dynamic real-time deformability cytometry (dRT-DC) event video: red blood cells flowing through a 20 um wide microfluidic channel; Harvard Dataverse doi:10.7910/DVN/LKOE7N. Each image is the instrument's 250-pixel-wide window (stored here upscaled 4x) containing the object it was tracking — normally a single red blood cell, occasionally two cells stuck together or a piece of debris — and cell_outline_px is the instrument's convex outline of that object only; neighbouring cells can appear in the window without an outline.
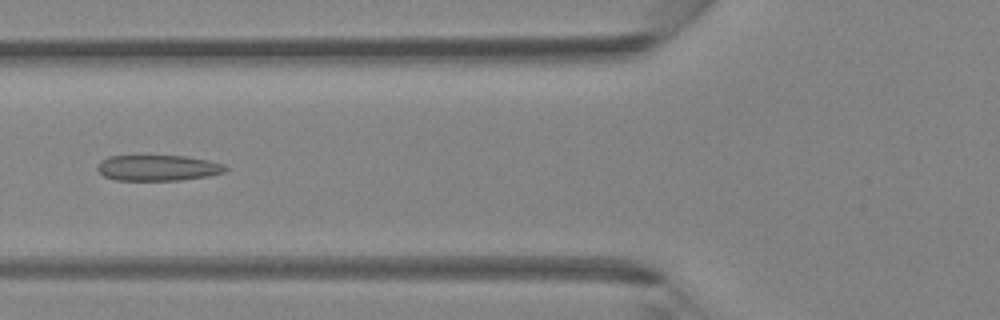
{"species": "Egyptian fruit bat (a non-hibernating species)", "species_latin": "Rousettus aegyptiacus", "temperature_condition": "room temperature", "stored_images_in_passage": 41, "camera_frame_rate_fps": 3000, "um_per_image_px": 0.085, "animal": {"sex": "female"}, "frame": {"image": 1, "passage_image": 14, "time_ms": 4.333, "image_size_px": [1000, 320], "cell_outline_px": [[228, 168], [224, 172], [208, 176], [180, 180], [116, 180], [104, 176], [96, 168], [100, 160], [108, 156], [188, 156], [208, 160], [224, 164]], "centroid_in_image_um": [13.42, 14.26], "position_along_channel_um": 112.4, "area_um2": 19.25}}
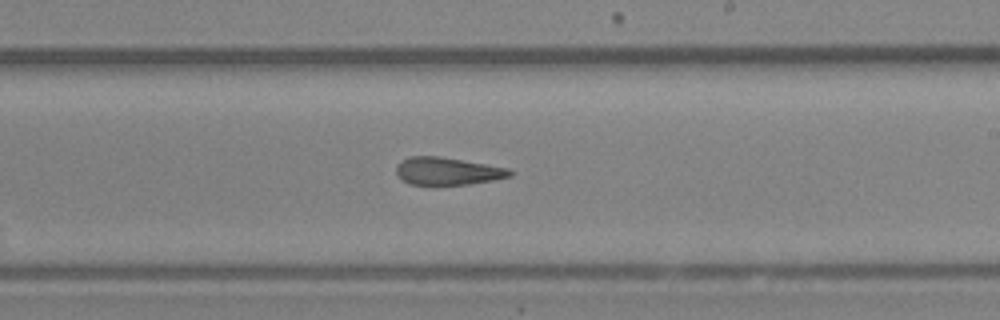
{"frame": {"image": 2, "passage_image": 23, "time_ms": 7.333, "image_size_px": [1000, 320], "cell_outline_px": [[512, 176], [492, 180], [468, 184], [408, 184], [400, 180], [396, 172], [396, 168], [400, 160], [408, 156], [440, 156], [508, 168], [512, 172]], "centroid_in_image_um": [37.98, 14.54], "position_along_channel_um": 251.0, "area_um2": 18.21}}
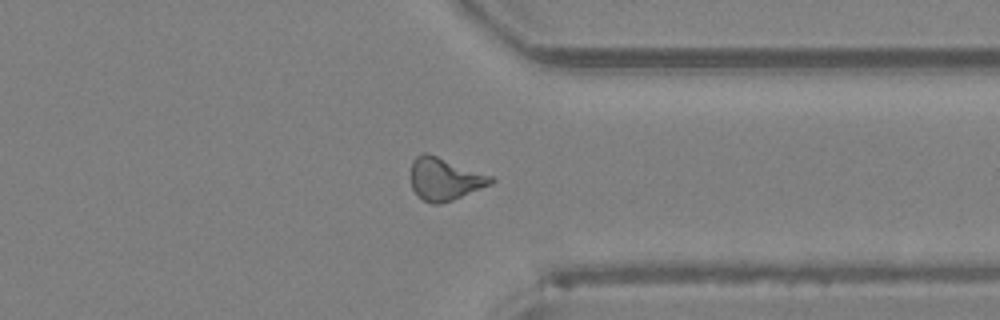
{"frame": {"image": 3, "passage_image": 31, "time_ms": 10.0, "image_size_px": [1000, 320], "cell_outline_px": [[496, 180], [492, 184], [452, 200], [440, 204], [432, 204], [424, 200], [412, 188], [412, 160], [416, 156], [424, 152], [428, 152], [496, 176]], "centroid_in_image_um": [37.87, 15.18], "position_along_channel_um": 373.5, "area_um2": 20.11}}